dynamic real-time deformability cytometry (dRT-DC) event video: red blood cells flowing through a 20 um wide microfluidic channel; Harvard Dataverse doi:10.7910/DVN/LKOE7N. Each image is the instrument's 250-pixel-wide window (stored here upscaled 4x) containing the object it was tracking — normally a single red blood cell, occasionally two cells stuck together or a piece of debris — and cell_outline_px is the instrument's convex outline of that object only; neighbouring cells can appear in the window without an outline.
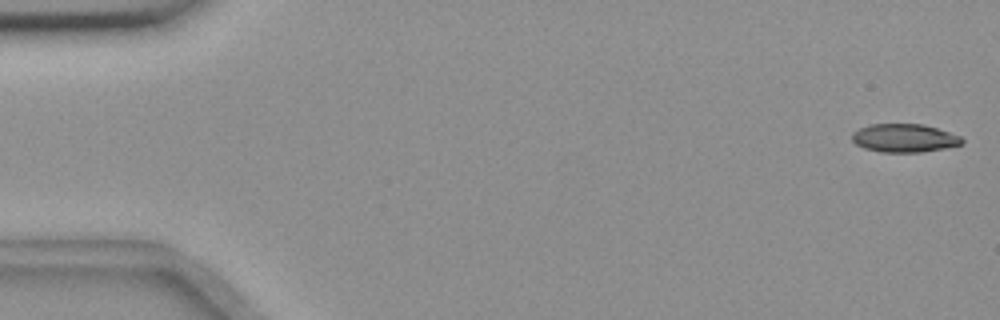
{"species": "common noctule bat (a hibernating species)", "species_latin": "Nyctalus noctula", "temperature_condition": "room temperature", "stored_images_in_passage": 57, "camera_frame_rate_fps": 3000, "um_per_image_px": 0.085, "animal": {"sex": "female", "body_mass_g": 18.4}, "frame": {"image": 1, "passage_image": 2, "time_ms": 0.333, "image_size_px": [1000, 320], "cell_outline_px": [[964, 144], [944, 148], [920, 152], [880, 152], [864, 148], [856, 144], [852, 140], [852, 132], [868, 124], [924, 124], [960, 136], [964, 140]], "centroid_in_image_um": [76.85, 11.73], "position_along_channel_um": 8.1, "area_um2": 18.15}}
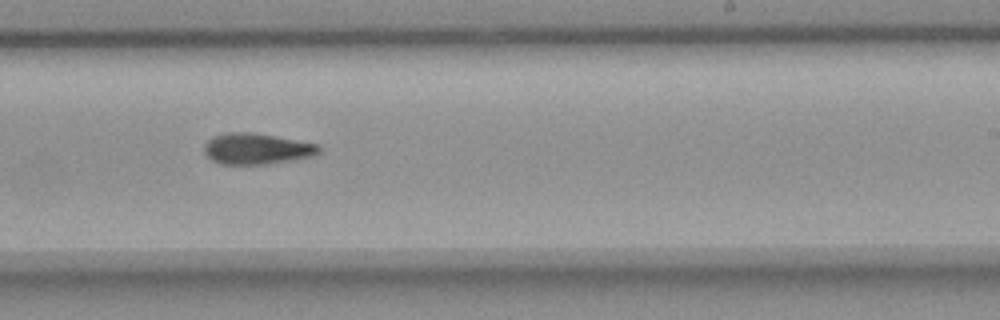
{"frame": {"image": 2, "passage_image": 35, "time_ms": 11.333, "image_size_px": [1000, 320], "cell_outline_px": [[320, 152], [312, 156], [292, 160], [264, 164], [220, 164], [212, 160], [204, 152], [204, 144], [212, 136], [224, 132], [252, 132], [320, 144]], "centroid_in_image_um": [21.8, 12.63], "position_along_channel_um": 267.2, "area_um2": 20.81}}
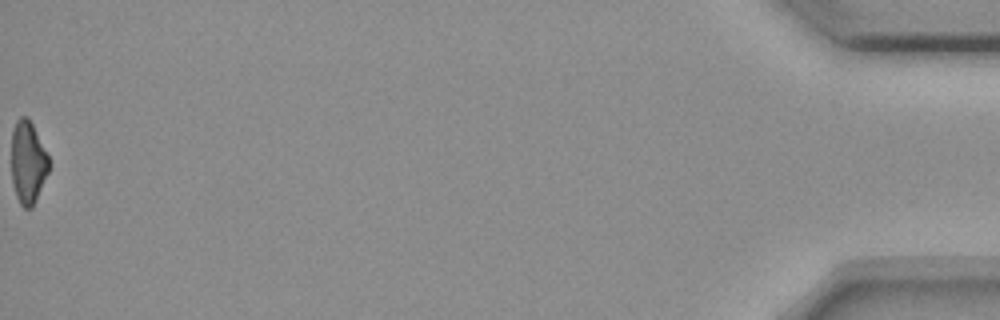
{"frame": {"image": 3, "passage_image": 57, "time_ms": 18.667, "image_size_px": [1000, 320], "cell_outline_px": [[48, 172], [36, 200], [32, 208], [24, 208], [20, 204], [16, 196], [12, 184], [12, 128], [16, 120], [20, 116], [28, 116], [48, 156]], "centroid_in_image_um": [2.35, 13.8], "position_along_channel_um": 432.9, "area_um2": 17.92}, "authors_computed_cell_mechanics": {"area_um2": 20.0566, "velocity_mm_per_s": 3.6407, "shape_relaxation_time_tau1_ms": 7.4574, "shape_relaxation_time_tau2_ms": 7.1844, "deformation_change_tau1": 0.2012, "deformation_change_tau2": 0.1586}}